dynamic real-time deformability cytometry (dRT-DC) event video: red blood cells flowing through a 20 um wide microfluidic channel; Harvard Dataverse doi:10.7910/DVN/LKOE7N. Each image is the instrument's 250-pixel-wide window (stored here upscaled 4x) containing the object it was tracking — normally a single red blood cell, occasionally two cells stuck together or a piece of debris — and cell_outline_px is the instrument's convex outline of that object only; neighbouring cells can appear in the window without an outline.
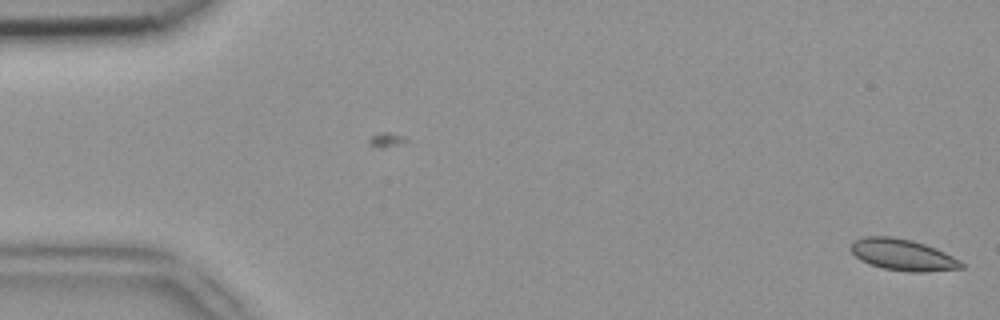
{"species": "common noctule bat (a hibernating species)", "species_latin": "Nyctalus noctula", "temperature_condition": "room temperature", "stored_images_in_passage": 15, "camera_frame_rate_fps": 3000, "um_per_image_px": 0.085, "animal": {"sex": "female", "body_mass_g": 18.4}, "frame": {"image": 1, "passage_image": 15, "time_ms": 4.667, "image_size_px": [1000, 320], "cell_outline_px": [[964, 268], [924, 272], [912, 272], [884, 268], [868, 264], [860, 260], [848, 248], [852, 240], [864, 236], [892, 236], [912, 240], [936, 248], [960, 260], [964, 264]], "centroid_in_image_um": [76.69, 21.64], "position_along_channel_um": 8.3, "area_um2": 20.4}}